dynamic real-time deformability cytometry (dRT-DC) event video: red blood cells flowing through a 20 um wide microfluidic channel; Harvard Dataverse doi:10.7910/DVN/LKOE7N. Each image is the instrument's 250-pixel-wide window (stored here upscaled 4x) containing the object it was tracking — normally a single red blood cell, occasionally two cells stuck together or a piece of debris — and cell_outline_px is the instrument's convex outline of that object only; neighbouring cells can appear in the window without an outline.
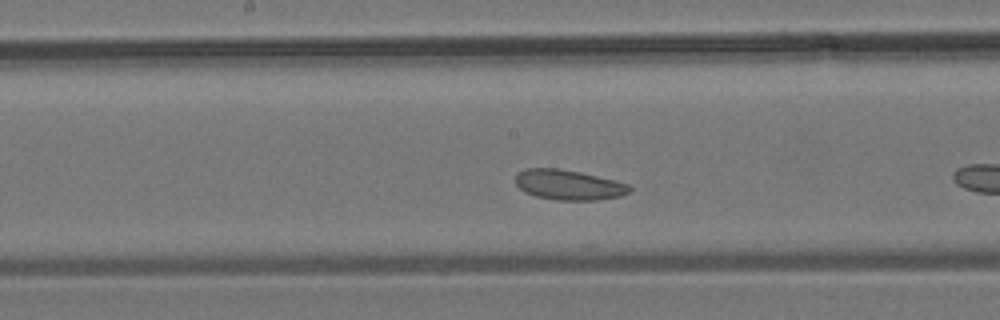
{"species": "common noctule bat (a hibernating species)", "species_latin": "Nyctalus noctula", "temperature_condition": "room temperature", "stored_images_in_passage": 11, "camera_frame_rate_fps": 3000, "um_per_image_px": 0.085, "animal": {"sex": "male", "body_mass_g": 19.2, "forearm_length_mm": 51.8}, "frame": {"image": 1, "passage_image": 10, "time_ms": 3.0, "image_size_px": [1000, 320], "cell_outline_px": [[632, 188], [628, 192], [620, 196], [596, 200], [556, 200], [536, 196], [524, 192], [516, 184], [516, 172], [524, 168], [560, 168], [580, 172], [616, 180], [632, 184]], "centroid_in_image_um": [48.34, 15.7], "position_along_channel_um": 199.9, "area_um2": 20.23}}